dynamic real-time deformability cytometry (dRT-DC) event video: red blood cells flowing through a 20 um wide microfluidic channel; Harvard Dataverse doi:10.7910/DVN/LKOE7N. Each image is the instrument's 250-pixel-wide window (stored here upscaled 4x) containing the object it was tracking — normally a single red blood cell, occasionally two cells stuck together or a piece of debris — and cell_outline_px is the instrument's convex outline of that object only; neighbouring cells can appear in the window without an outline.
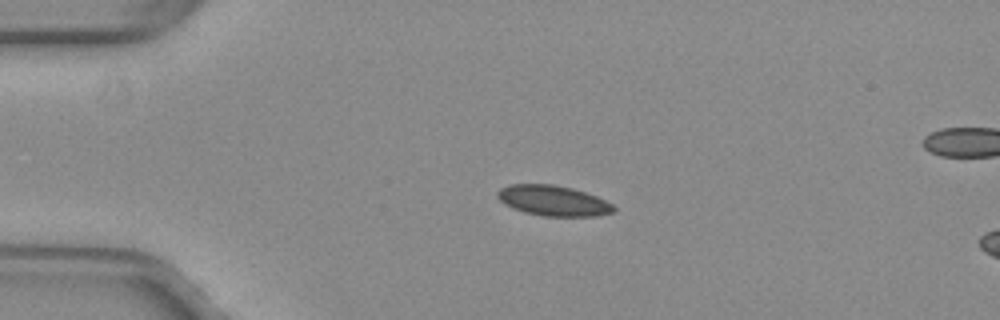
{"species": "common noctule bat (a hibernating species)", "species_latin": "Nyctalus noctula", "temperature_condition": "warm", "stored_images_in_passage": 6, "camera_frame_rate_fps": 3000, "um_per_image_px": 0.085, "animal": {"sex": "female", "body_mass_g": 29.2, "forearm_length_mm": 56.3}, "frame": {"image": 1, "passage_image": 1, "time_ms": 0.0, "image_size_px": [1000, 320], "cell_outline_px": [[616, 208], [612, 212], [596, 216], [544, 216], [524, 212], [512, 208], [504, 204], [496, 196], [496, 192], [500, 188], [508, 184], [552, 184], [572, 188], [596, 196], [612, 204]], "centroid_in_image_um": [46.97, 17.05], "position_along_channel_um": 38.0, "area_um2": 20.58}}